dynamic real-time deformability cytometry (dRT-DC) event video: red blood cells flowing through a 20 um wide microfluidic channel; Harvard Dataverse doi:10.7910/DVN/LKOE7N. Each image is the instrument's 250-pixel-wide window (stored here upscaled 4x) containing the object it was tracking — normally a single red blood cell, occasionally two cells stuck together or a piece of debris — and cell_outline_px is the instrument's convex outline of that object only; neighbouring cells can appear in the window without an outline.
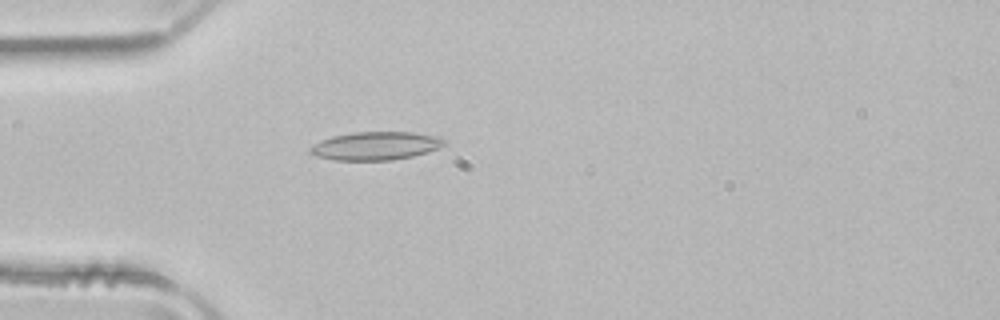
{"species": "common noctule bat (a hibernating species)", "species_latin": "Nyctalus noctula", "temperature_condition": "room temperature", "stored_images_in_passage": 38, "camera_frame_rate_fps": 3000, "um_per_image_px": 0.085, "animal": {"sex": "male", "body_mass_g": 21.5, "forearm_length_mm": 52.0}, "frame": {"image": 1, "passage_image": 1, "time_ms": 0.0, "image_size_px": [1000, 320], "cell_outline_px": [[444, 144], [428, 152], [412, 156], [392, 160], [336, 160], [316, 156], [308, 152], [308, 148], [312, 144], [320, 140], [332, 136], [352, 132], [412, 132], [432, 136], [444, 140]], "centroid_in_image_um": [31.83, 12.4], "position_along_channel_um": 53.2, "area_um2": 21.91}}
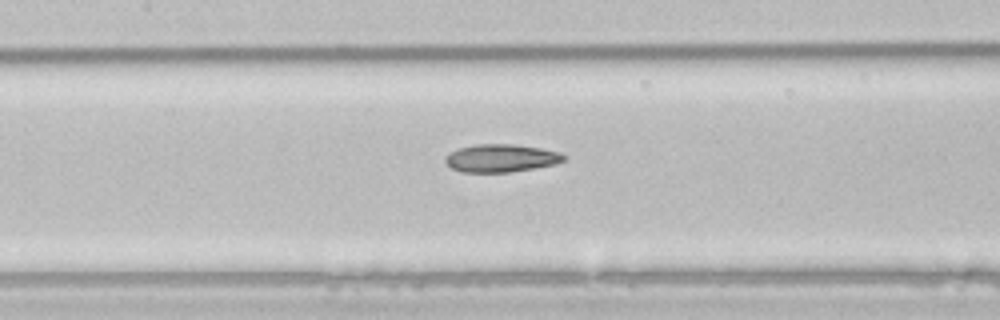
{"frame": {"image": 2, "passage_image": 10, "time_ms": 3.0, "image_size_px": [1000, 320], "cell_outline_px": [[568, 156], [564, 160], [556, 164], [536, 168], [508, 172], [464, 172], [452, 168], [444, 160], [452, 152], [460, 148], [476, 144], [516, 144], [540, 148], [560, 152]], "centroid_in_image_um": [42.66, 13.44], "position_along_channel_um": 164.7, "area_um2": 19.13}}
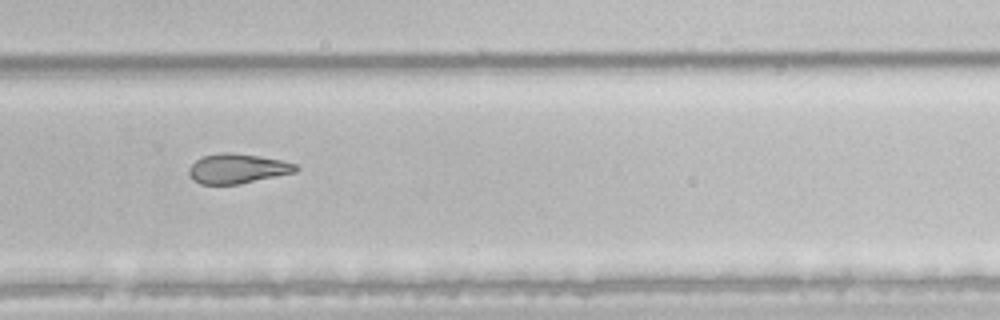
{"frame": {"image": 3, "passage_image": 21, "time_ms": 6.667, "image_size_px": [1000, 320], "cell_outline_px": [[300, 168], [296, 172], [236, 184], [200, 184], [192, 180], [188, 172], [188, 168], [196, 160], [204, 156], [220, 152], [228, 152], [260, 156], [280, 160], [296, 164]], "centroid_in_image_um": [20.16, 14.32], "position_along_channel_um": 309.6, "area_um2": 18.38}, "authors_computed_cell_mechanics": {"area_um2": 19.4786, "velocity_mm_per_s": 3.9709, "shape_relaxation_time_tau1_ms": null, "shape_relaxation_time_tau2_ms": 2.4298, "deformation_change_tau1": null, "deformation_change_tau2": 0.0974}}